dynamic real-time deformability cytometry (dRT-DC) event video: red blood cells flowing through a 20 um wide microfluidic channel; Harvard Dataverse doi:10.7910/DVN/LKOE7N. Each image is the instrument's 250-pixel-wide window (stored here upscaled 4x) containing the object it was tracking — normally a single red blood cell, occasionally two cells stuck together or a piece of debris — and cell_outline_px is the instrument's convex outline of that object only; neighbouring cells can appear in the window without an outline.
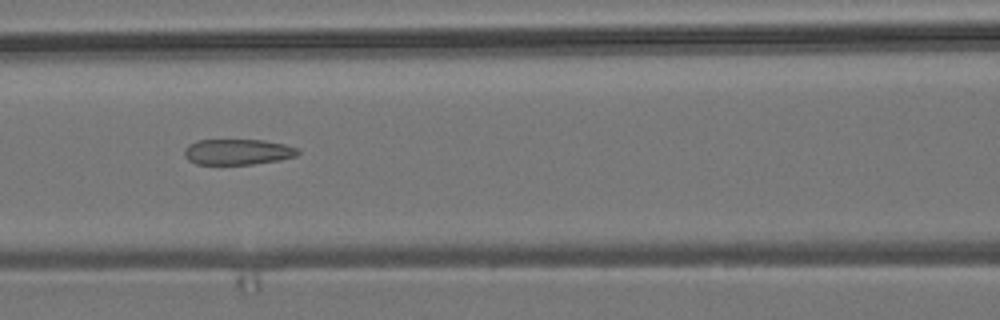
{"species": "common noctule bat (a hibernating species)", "species_latin": "Nyctalus noctula", "temperature_condition": "room temperature", "stored_images_in_passage": 5, "camera_frame_rate_fps": 3000, "um_per_image_px": 0.085, "animal": {"sex": "male", "body_mass_g": 19.2, "forearm_length_mm": 51.8}, "frame": {"image": 1, "passage_image": 3, "time_ms": 2.0, "image_size_px": [1000, 320], "cell_outline_px": [[300, 152], [296, 156], [280, 160], [252, 164], [196, 164], [188, 160], [184, 156], [184, 148], [188, 144], [196, 140], [264, 140], [284, 144], [300, 148]], "centroid_in_image_um": [20.2, 12.9], "position_along_channel_um": 146.4, "area_um2": 17.17}}
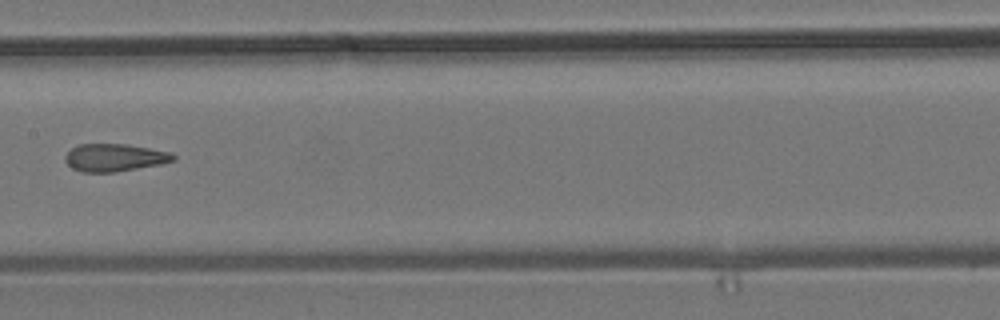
{"frame": {"image": 2, "passage_image": 4, "time_ms": 3.333, "image_size_px": [1000, 320], "cell_outline_px": [[176, 160], [160, 164], [112, 172], [80, 172], [72, 168], [64, 160], [64, 156], [72, 148], [80, 144], [124, 144], [172, 152], [176, 156]], "centroid_in_image_um": [9.73, 13.39], "position_along_channel_um": 197.7, "area_um2": 17.28}}
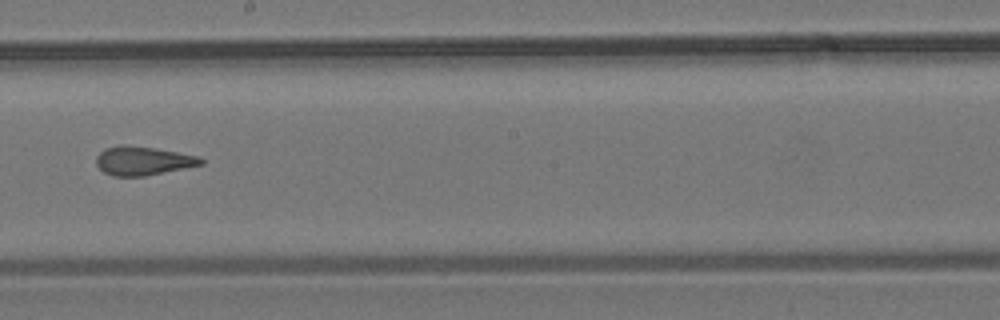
{"frame": {"image": 3, "passage_image": 5, "time_ms": 4.333, "image_size_px": [1000, 320], "cell_outline_px": [[204, 164], [144, 176], [112, 176], [104, 172], [96, 164], [96, 156], [104, 148], [120, 144], [156, 148], [200, 156], [204, 160]], "centroid_in_image_um": [12.14, 13.65], "position_along_channel_um": 236.1, "area_um2": 17.63}}